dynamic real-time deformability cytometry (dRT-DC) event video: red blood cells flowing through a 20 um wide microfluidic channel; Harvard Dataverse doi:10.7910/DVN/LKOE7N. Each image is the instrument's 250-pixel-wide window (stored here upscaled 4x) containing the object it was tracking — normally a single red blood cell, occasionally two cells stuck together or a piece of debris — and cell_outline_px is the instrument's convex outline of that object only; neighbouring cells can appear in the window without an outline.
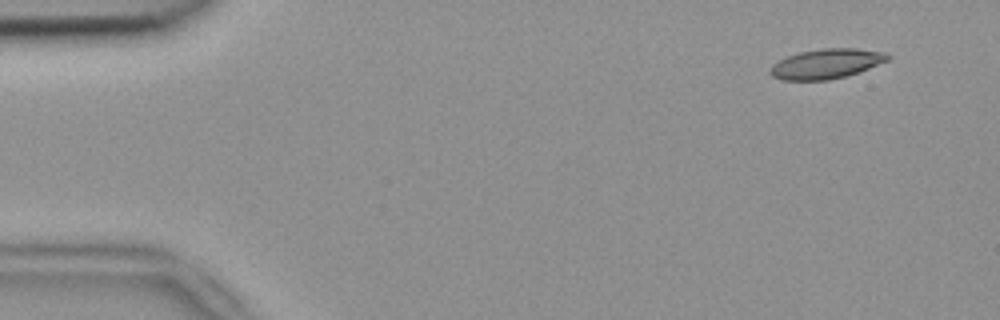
{"species": "common noctule bat (a hibernating species)", "species_latin": "Nyctalus noctula", "temperature_condition": "room temperature", "stored_images_in_passage": 3, "camera_frame_rate_fps": 3000, "um_per_image_px": 0.085, "animal": {"sex": "female", "body_mass_g": 18.4}, "frame": {"image": 1, "passage_image": 1, "time_ms": 0.0, "image_size_px": [1000, 320], "cell_outline_px": [[892, 56], [888, 60], [868, 68], [844, 76], [828, 80], [784, 80], [772, 76], [768, 72], [772, 64], [788, 56], [800, 52], [820, 48], [856, 48], [888, 52]], "centroid_in_image_um": [70.24, 5.4], "position_along_channel_um": 14.8, "area_um2": 20.35}}